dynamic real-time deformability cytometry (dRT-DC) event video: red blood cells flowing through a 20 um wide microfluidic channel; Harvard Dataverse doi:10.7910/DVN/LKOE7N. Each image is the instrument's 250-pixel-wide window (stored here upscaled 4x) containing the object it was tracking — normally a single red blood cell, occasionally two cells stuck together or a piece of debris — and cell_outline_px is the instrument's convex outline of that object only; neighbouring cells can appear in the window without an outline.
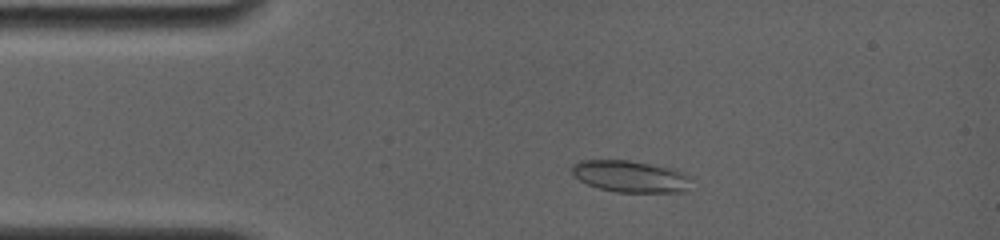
{"species": "common noctule bat (a hibernating species)", "species_latin": "Nyctalus noctula", "temperature_condition": "room temperature", "stored_images_in_passage": 50, "camera_frame_rate_fps": 4000, "um_per_image_px": 0.085, "animal": {"sex": "female", "body_mass_g": 19.0, "forearm_length_mm": 56.7}, "frame": {"image": 1, "passage_image": 8, "time_ms": 2.0, "image_size_px": [1000, 240], "cell_outline_px": [[692, 176], [684, 192], [616, 192], [600, 188], [588, 184], [580, 180], [568, 168], [572, 164], [580, 160], [628, 160], [672, 168], [684, 172]], "centroid_in_image_um": [53.57, 14.98], "position_along_channel_um": 31.4, "area_um2": 22.08}}
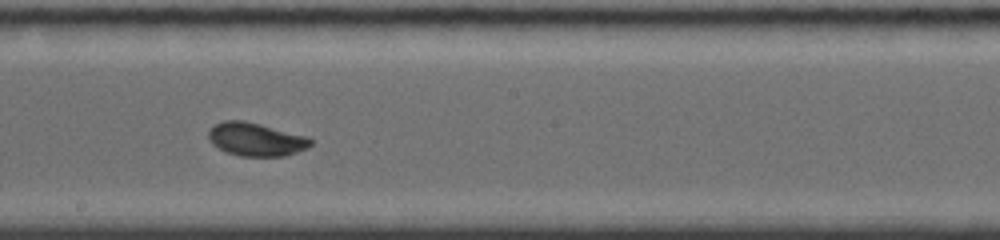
{"frame": {"image": 2, "passage_image": 35, "time_ms": 8.0, "image_size_px": [1000, 240], "cell_outline_px": [[312, 144], [308, 148], [284, 156], [240, 156], [228, 152], [212, 144], [208, 140], [208, 128], [224, 120], [244, 120], [308, 136], [312, 140]], "centroid_in_image_um": [21.75, 11.83], "position_along_channel_um": 226.5, "area_um2": 19.88}}
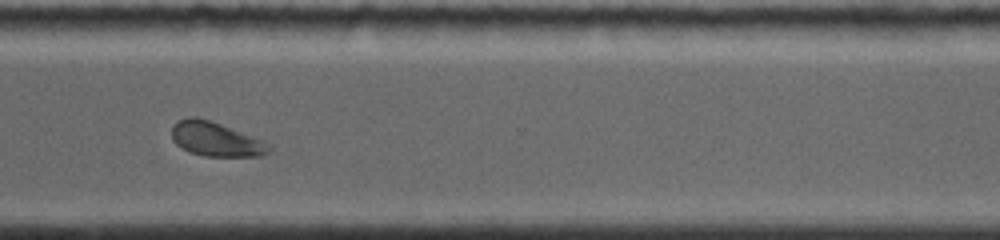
{"frame": {"image": 3, "passage_image": 49, "time_ms": 11.25, "image_size_px": [1000, 240], "cell_outline_px": [[272, 152], [260, 156], [204, 156], [188, 152], [176, 144], [172, 140], [172, 124], [188, 116], [196, 116], [220, 124], [264, 140], [272, 148]], "centroid_in_image_um": [18.34, 11.84], "position_along_channel_um": 352.3, "area_um2": 19.54}}